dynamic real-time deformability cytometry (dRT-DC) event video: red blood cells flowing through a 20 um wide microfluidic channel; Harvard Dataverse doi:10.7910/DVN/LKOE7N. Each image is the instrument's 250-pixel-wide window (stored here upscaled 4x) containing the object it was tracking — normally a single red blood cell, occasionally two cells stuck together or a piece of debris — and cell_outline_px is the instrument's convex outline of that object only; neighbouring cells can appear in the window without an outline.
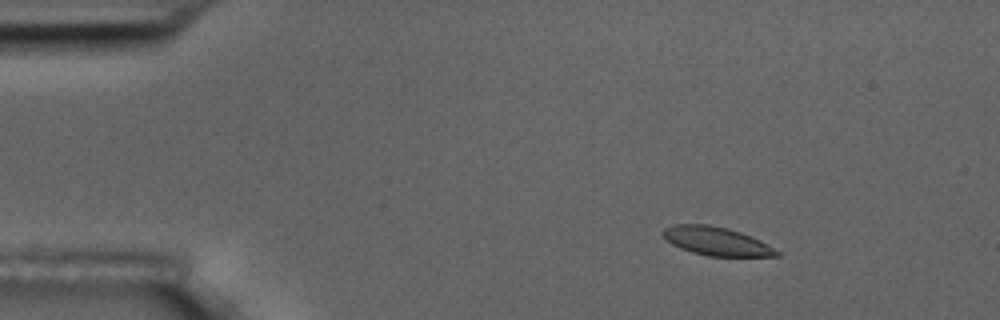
{"species": "common noctule bat (a hibernating species)", "species_latin": "Nyctalus noctula", "temperature_condition": "room temperature", "stored_images_in_passage": 9, "camera_frame_rate_fps": 3000, "um_per_image_px": 0.085, "animal": {"sex": "male", "body_mass_g": 17.5, "forearm_length_mm": 52.3}, "frame": {"image": 1, "passage_image": 3, "time_ms": 2.333, "image_size_px": [1000, 320], "cell_outline_px": [[780, 256], [708, 256], [692, 252], [680, 248], [672, 244], [660, 232], [664, 228], [672, 224], [708, 224], [728, 228], [740, 232], [760, 240], [780, 252]], "centroid_in_image_um": [60.87, 20.49], "position_along_channel_um": 24.1, "area_um2": 18.84}}
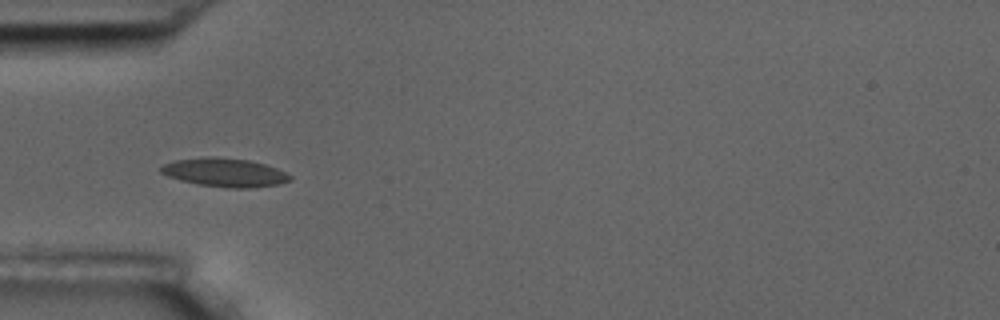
{"frame": {"image": 2, "passage_image": 6, "time_ms": 5.667, "image_size_px": [1000, 320], "cell_outline_px": [[292, 180], [280, 184], [252, 188], [228, 188], [196, 184], [180, 180], [168, 176], [160, 172], [160, 168], [164, 164], [172, 160], [204, 156], [216, 156], [248, 160], [264, 164], [276, 168], [292, 176]], "centroid_in_image_um": [19.08, 14.66], "position_along_channel_um": 65.9, "area_um2": 21.79}}
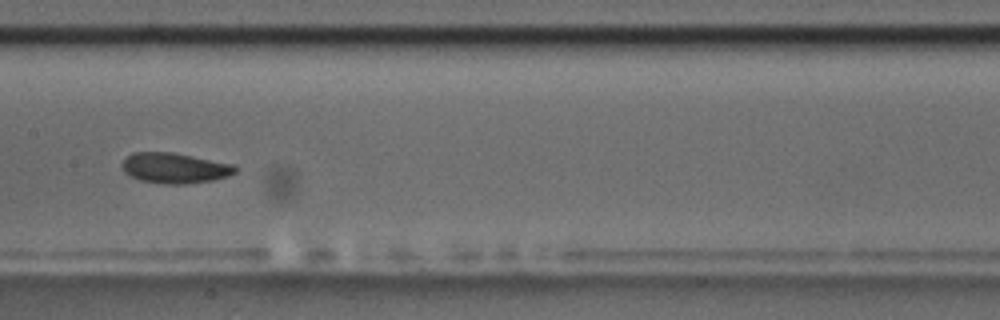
{"frame": {"image": 3, "passage_image": 9, "time_ms": 9.333, "image_size_px": [1000, 320], "cell_outline_px": [[240, 168], [236, 172], [228, 176], [212, 180], [184, 184], [164, 184], [140, 180], [124, 172], [120, 164], [132, 152], [172, 152], [236, 164]], "centroid_in_image_um": [14.89, 14.28], "position_along_channel_um": 192.5, "area_um2": 20.23}}